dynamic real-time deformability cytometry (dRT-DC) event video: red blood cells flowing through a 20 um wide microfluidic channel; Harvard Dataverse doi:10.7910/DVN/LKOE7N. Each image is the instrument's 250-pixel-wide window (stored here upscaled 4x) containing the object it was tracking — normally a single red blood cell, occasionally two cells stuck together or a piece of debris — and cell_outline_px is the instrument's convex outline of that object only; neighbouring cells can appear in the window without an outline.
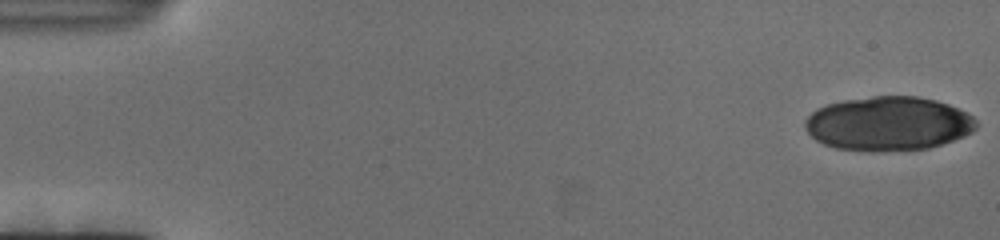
{"species": "human", "species_latin": "Homo sapiens", "temperature_condition": "cold", "stored_images_in_passage": 41, "camera_frame_rate_fps": 3000, "um_per_image_px": 0.085, "donor": {"sex": "female"}, "frame": {"image": 1, "passage_image": 1, "time_ms": 0.0, "image_size_px": [1000, 240], "cell_outline_px": [[976, 128], [972, 132], [964, 136], [928, 148], [872, 152], [868, 152], [836, 148], [824, 144], [816, 140], [804, 128], [804, 120], [816, 108], [828, 104], [844, 100], [872, 96], [916, 96], [936, 100], [948, 104], [968, 112], [976, 120]], "centroid_in_image_um": [75.49, 10.51], "position_along_channel_um": 9.5, "area_um2": 54.16}}